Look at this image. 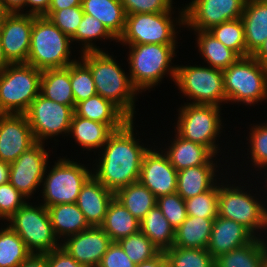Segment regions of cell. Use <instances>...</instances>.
I'll list each match as a JSON object with an SVG mask.
<instances>
[{
	"label": "cell",
	"instance_id": "6da1fadb",
	"mask_svg": "<svg viewBox=\"0 0 267 267\" xmlns=\"http://www.w3.org/2000/svg\"><path fill=\"white\" fill-rule=\"evenodd\" d=\"M135 123L136 120H129L121 129L114 131L95 158H90L92 175L114 194L139 181L144 154L159 140L153 141L150 137V144L149 139H145L144 143L140 136L145 134L136 129L140 126Z\"/></svg>",
	"mask_w": 267,
	"mask_h": 267
},
{
	"label": "cell",
	"instance_id": "7a4b0ae2",
	"mask_svg": "<svg viewBox=\"0 0 267 267\" xmlns=\"http://www.w3.org/2000/svg\"><path fill=\"white\" fill-rule=\"evenodd\" d=\"M259 187L253 177L228 170L218 181V216L242 224L255 237L267 239V201Z\"/></svg>",
	"mask_w": 267,
	"mask_h": 267
},
{
	"label": "cell",
	"instance_id": "3957f363",
	"mask_svg": "<svg viewBox=\"0 0 267 267\" xmlns=\"http://www.w3.org/2000/svg\"><path fill=\"white\" fill-rule=\"evenodd\" d=\"M109 52H85L79 54V59L90 69L97 94L111 101L130 120H136V102L142 95L133 86L128 68H122L126 64L119 62L117 56Z\"/></svg>",
	"mask_w": 267,
	"mask_h": 267
},
{
	"label": "cell",
	"instance_id": "277c9868",
	"mask_svg": "<svg viewBox=\"0 0 267 267\" xmlns=\"http://www.w3.org/2000/svg\"><path fill=\"white\" fill-rule=\"evenodd\" d=\"M123 46L127 52L122 59L127 60L131 82L141 95L155 90L158 85L160 87L164 78L174 83L177 65L173 62L179 56L177 49L180 45L150 43Z\"/></svg>",
	"mask_w": 267,
	"mask_h": 267
},
{
	"label": "cell",
	"instance_id": "5b68a950",
	"mask_svg": "<svg viewBox=\"0 0 267 267\" xmlns=\"http://www.w3.org/2000/svg\"><path fill=\"white\" fill-rule=\"evenodd\" d=\"M176 109L177 113L174 115L175 122L172 123L173 131L186 140L207 147L216 156L222 155L223 159H227V162L232 159V155H225V151H227L225 148L229 145V142L231 145L232 141L226 140L227 144L221 145L225 143V140L223 138L222 140L220 139L221 136H225L224 129L230 128L225 127L227 124L224 121L227 119H224L225 117L222 116L224 113L221 112L222 110L225 111L224 107L181 103Z\"/></svg>",
	"mask_w": 267,
	"mask_h": 267
},
{
	"label": "cell",
	"instance_id": "8992f818",
	"mask_svg": "<svg viewBox=\"0 0 267 267\" xmlns=\"http://www.w3.org/2000/svg\"><path fill=\"white\" fill-rule=\"evenodd\" d=\"M69 157L57 155L56 160L52 159L48 163L40 194L35 196L34 201L36 199L46 208L56 204L76 203L83 184L92 175V164L90 157L82 161L83 157L80 160ZM85 161L89 163L84 164Z\"/></svg>",
	"mask_w": 267,
	"mask_h": 267
},
{
	"label": "cell",
	"instance_id": "52a82bcc",
	"mask_svg": "<svg viewBox=\"0 0 267 267\" xmlns=\"http://www.w3.org/2000/svg\"><path fill=\"white\" fill-rule=\"evenodd\" d=\"M184 29V10L127 15L118 46L150 43L178 45V38L182 40L179 34Z\"/></svg>",
	"mask_w": 267,
	"mask_h": 267
},
{
	"label": "cell",
	"instance_id": "ba28073f",
	"mask_svg": "<svg viewBox=\"0 0 267 267\" xmlns=\"http://www.w3.org/2000/svg\"><path fill=\"white\" fill-rule=\"evenodd\" d=\"M72 45L71 38L56 27L49 18L36 16L32 26L27 64L41 71L67 67L80 57L72 55L78 51Z\"/></svg>",
	"mask_w": 267,
	"mask_h": 267
},
{
	"label": "cell",
	"instance_id": "9c48e42d",
	"mask_svg": "<svg viewBox=\"0 0 267 267\" xmlns=\"http://www.w3.org/2000/svg\"><path fill=\"white\" fill-rule=\"evenodd\" d=\"M226 104L255 107L267 103V67L253 56L240 57L223 70ZM229 103V104H228Z\"/></svg>",
	"mask_w": 267,
	"mask_h": 267
},
{
	"label": "cell",
	"instance_id": "30bf717a",
	"mask_svg": "<svg viewBox=\"0 0 267 267\" xmlns=\"http://www.w3.org/2000/svg\"><path fill=\"white\" fill-rule=\"evenodd\" d=\"M178 64L174 89L177 88L180 97L186 98L191 104L226 106L223 70L194 62ZM202 65V66H201ZM182 94V95H181ZM184 96V97H183Z\"/></svg>",
	"mask_w": 267,
	"mask_h": 267
},
{
	"label": "cell",
	"instance_id": "8fae6325",
	"mask_svg": "<svg viewBox=\"0 0 267 267\" xmlns=\"http://www.w3.org/2000/svg\"><path fill=\"white\" fill-rule=\"evenodd\" d=\"M41 75L30 64H9L0 73V114H24L40 94Z\"/></svg>",
	"mask_w": 267,
	"mask_h": 267
},
{
	"label": "cell",
	"instance_id": "7c38bea8",
	"mask_svg": "<svg viewBox=\"0 0 267 267\" xmlns=\"http://www.w3.org/2000/svg\"><path fill=\"white\" fill-rule=\"evenodd\" d=\"M28 200L5 223L25 242L31 253L45 254L61 247L51 224L48 209Z\"/></svg>",
	"mask_w": 267,
	"mask_h": 267
},
{
	"label": "cell",
	"instance_id": "4fadbf2b",
	"mask_svg": "<svg viewBox=\"0 0 267 267\" xmlns=\"http://www.w3.org/2000/svg\"><path fill=\"white\" fill-rule=\"evenodd\" d=\"M24 114L35 140L41 143L52 141L51 143L55 146L52 144L50 146L55 149L56 145L59 146L58 137L65 139L68 136L74 108L59 104L39 94Z\"/></svg>",
	"mask_w": 267,
	"mask_h": 267
},
{
	"label": "cell",
	"instance_id": "5bb4252c",
	"mask_svg": "<svg viewBox=\"0 0 267 267\" xmlns=\"http://www.w3.org/2000/svg\"><path fill=\"white\" fill-rule=\"evenodd\" d=\"M46 146L47 143L37 142L10 163L9 182L30 201L40 194L46 167L54 153L53 148Z\"/></svg>",
	"mask_w": 267,
	"mask_h": 267
},
{
	"label": "cell",
	"instance_id": "9a60e30c",
	"mask_svg": "<svg viewBox=\"0 0 267 267\" xmlns=\"http://www.w3.org/2000/svg\"><path fill=\"white\" fill-rule=\"evenodd\" d=\"M246 0H190L184 7L187 31H208L223 22L241 18Z\"/></svg>",
	"mask_w": 267,
	"mask_h": 267
},
{
	"label": "cell",
	"instance_id": "2e32d148",
	"mask_svg": "<svg viewBox=\"0 0 267 267\" xmlns=\"http://www.w3.org/2000/svg\"><path fill=\"white\" fill-rule=\"evenodd\" d=\"M36 16L21 13H1L0 38L10 64L27 63L31 32Z\"/></svg>",
	"mask_w": 267,
	"mask_h": 267
},
{
	"label": "cell",
	"instance_id": "e0dca14e",
	"mask_svg": "<svg viewBox=\"0 0 267 267\" xmlns=\"http://www.w3.org/2000/svg\"><path fill=\"white\" fill-rule=\"evenodd\" d=\"M157 144L155 142L144 154L139 177V182L156 198L176 193L178 172Z\"/></svg>",
	"mask_w": 267,
	"mask_h": 267
},
{
	"label": "cell",
	"instance_id": "ac0fdd59",
	"mask_svg": "<svg viewBox=\"0 0 267 267\" xmlns=\"http://www.w3.org/2000/svg\"><path fill=\"white\" fill-rule=\"evenodd\" d=\"M168 132L170 134L172 133L169 138H167L168 141L164 138L163 142L162 139L157 142L159 143L158 145H160L159 147L162 151L167 155L170 164L177 171L201 165H230L227 160L222 159V156L220 157L214 155L207 147L193 141L186 140L180 137L175 131H170V129L164 133ZM221 162H224L225 164H222Z\"/></svg>",
	"mask_w": 267,
	"mask_h": 267
},
{
	"label": "cell",
	"instance_id": "d6986e66",
	"mask_svg": "<svg viewBox=\"0 0 267 267\" xmlns=\"http://www.w3.org/2000/svg\"><path fill=\"white\" fill-rule=\"evenodd\" d=\"M36 143L25 114H0V160L11 163Z\"/></svg>",
	"mask_w": 267,
	"mask_h": 267
},
{
	"label": "cell",
	"instance_id": "ffe728a7",
	"mask_svg": "<svg viewBox=\"0 0 267 267\" xmlns=\"http://www.w3.org/2000/svg\"><path fill=\"white\" fill-rule=\"evenodd\" d=\"M111 243L109 235L100 226H91L67 237L61 242V247L80 264L98 267Z\"/></svg>",
	"mask_w": 267,
	"mask_h": 267
},
{
	"label": "cell",
	"instance_id": "44dd1931",
	"mask_svg": "<svg viewBox=\"0 0 267 267\" xmlns=\"http://www.w3.org/2000/svg\"><path fill=\"white\" fill-rule=\"evenodd\" d=\"M252 122H253V124L252 123L249 125L247 124V126H249V127H247V129L249 131L247 132V136L245 137L246 140L244 139V141L246 142L245 143L246 145L244 147H246V146L247 147L244 149L243 148L244 142L243 143L238 142L237 143L238 147H239V144L240 145L242 144L241 145L242 148H240L241 152H238L239 151L238 149L234 152L233 151L230 152L231 153L230 155H234L232 153H235V155H236V156L234 155V157H232V158H236V157L241 158L242 157V159H243V161L242 162L240 161V163L236 159H235V161H234V159L230 160L229 163L232 166L230 168V171L235 172V173L237 171V172H239L238 175L240 174L241 176H246V177L256 176L257 171L259 172L261 169H263L265 166H267V118L265 119L264 122H262V121L261 122L260 121H258V122L252 121ZM245 150H247V154H246ZM242 151H244V153H245L244 155H243ZM239 153H242L241 157H240ZM237 154L239 155V157ZM244 161H245L246 165L244 164ZM249 163H250V165H249ZM238 164H240V165H238ZM244 165H245V167H242ZM248 165L251 169L249 167H247ZM239 166L242 168L240 169ZM246 167H247V169H245ZM237 168H239L240 170L239 169L237 170ZM246 170H248V171H246ZM254 172H255V174H254Z\"/></svg>",
	"mask_w": 267,
	"mask_h": 267
},
{
	"label": "cell",
	"instance_id": "7402d4cb",
	"mask_svg": "<svg viewBox=\"0 0 267 267\" xmlns=\"http://www.w3.org/2000/svg\"><path fill=\"white\" fill-rule=\"evenodd\" d=\"M255 236L242 224L217 216L213 221L207 251L214 259L250 243Z\"/></svg>",
	"mask_w": 267,
	"mask_h": 267
},
{
	"label": "cell",
	"instance_id": "603a6c76",
	"mask_svg": "<svg viewBox=\"0 0 267 267\" xmlns=\"http://www.w3.org/2000/svg\"><path fill=\"white\" fill-rule=\"evenodd\" d=\"M230 167V165H201L182 169L177 172L176 192L184 200L200 195L210 190Z\"/></svg>",
	"mask_w": 267,
	"mask_h": 267
},
{
	"label": "cell",
	"instance_id": "cb8c5ba5",
	"mask_svg": "<svg viewBox=\"0 0 267 267\" xmlns=\"http://www.w3.org/2000/svg\"><path fill=\"white\" fill-rule=\"evenodd\" d=\"M113 198L114 193L91 175L83 184L76 204L90 226H100Z\"/></svg>",
	"mask_w": 267,
	"mask_h": 267
},
{
	"label": "cell",
	"instance_id": "d4e9b609",
	"mask_svg": "<svg viewBox=\"0 0 267 267\" xmlns=\"http://www.w3.org/2000/svg\"><path fill=\"white\" fill-rule=\"evenodd\" d=\"M113 132L105 123L85 119L74 113L66 139L68 141V137L71 140L73 138L75 146L78 145L80 151H86L88 156L92 158V155H95L101 150Z\"/></svg>",
	"mask_w": 267,
	"mask_h": 267
},
{
	"label": "cell",
	"instance_id": "484cf974",
	"mask_svg": "<svg viewBox=\"0 0 267 267\" xmlns=\"http://www.w3.org/2000/svg\"><path fill=\"white\" fill-rule=\"evenodd\" d=\"M241 20L247 56H252L267 39V0H246Z\"/></svg>",
	"mask_w": 267,
	"mask_h": 267
},
{
	"label": "cell",
	"instance_id": "4316f807",
	"mask_svg": "<svg viewBox=\"0 0 267 267\" xmlns=\"http://www.w3.org/2000/svg\"><path fill=\"white\" fill-rule=\"evenodd\" d=\"M74 113L85 119L105 123L113 131L121 129L130 120L116 105L99 94L78 102Z\"/></svg>",
	"mask_w": 267,
	"mask_h": 267
},
{
	"label": "cell",
	"instance_id": "83f0119b",
	"mask_svg": "<svg viewBox=\"0 0 267 267\" xmlns=\"http://www.w3.org/2000/svg\"><path fill=\"white\" fill-rule=\"evenodd\" d=\"M189 32L192 33V35H195L194 48H198L196 51L199 54L198 57H200L201 60L203 59L200 63L224 70L240 58L235 51L226 47L208 31Z\"/></svg>",
	"mask_w": 267,
	"mask_h": 267
},
{
	"label": "cell",
	"instance_id": "f1b7e54d",
	"mask_svg": "<svg viewBox=\"0 0 267 267\" xmlns=\"http://www.w3.org/2000/svg\"><path fill=\"white\" fill-rule=\"evenodd\" d=\"M71 41L73 46H76H74V48L76 50L78 48V54L85 52L109 51L106 46L105 48H102L107 41L108 43L110 42V44L112 41L118 43V40L107 30L102 22L85 13L75 34L71 37ZM98 41L101 42V44L103 43V45L101 46L100 44V46H98Z\"/></svg>",
	"mask_w": 267,
	"mask_h": 267
},
{
	"label": "cell",
	"instance_id": "f546056e",
	"mask_svg": "<svg viewBox=\"0 0 267 267\" xmlns=\"http://www.w3.org/2000/svg\"><path fill=\"white\" fill-rule=\"evenodd\" d=\"M47 209L54 233L60 242L91 227L76 203L56 204Z\"/></svg>",
	"mask_w": 267,
	"mask_h": 267
},
{
	"label": "cell",
	"instance_id": "4dcf8cb0",
	"mask_svg": "<svg viewBox=\"0 0 267 267\" xmlns=\"http://www.w3.org/2000/svg\"><path fill=\"white\" fill-rule=\"evenodd\" d=\"M82 9L102 22L118 40L125 29L126 12L120 0H82Z\"/></svg>",
	"mask_w": 267,
	"mask_h": 267
},
{
	"label": "cell",
	"instance_id": "1f68e13d",
	"mask_svg": "<svg viewBox=\"0 0 267 267\" xmlns=\"http://www.w3.org/2000/svg\"><path fill=\"white\" fill-rule=\"evenodd\" d=\"M40 94L62 105L75 108V100L70 82V65L64 68L42 71Z\"/></svg>",
	"mask_w": 267,
	"mask_h": 267
},
{
	"label": "cell",
	"instance_id": "d6a6232c",
	"mask_svg": "<svg viewBox=\"0 0 267 267\" xmlns=\"http://www.w3.org/2000/svg\"><path fill=\"white\" fill-rule=\"evenodd\" d=\"M100 227L109 235L112 242L133 235L140 231L137 220L118 200L109 203L103 223Z\"/></svg>",
	"mask_w": 267,
	"mask_h": 267
},
{
	"label": "cell",
	"instance_id": "836d02e7",
	"mask_svg": "<svg viewBox=\"0 0 267 267\" xmlns=\"http://www.w3.org/2000/svg\"><path fill=\"white\" fill-rule=\"evenodd\" d=\"M214 220L198 216H187L183 223L175 230L174 246L206 249Z\"/></svg>",
	"mask_w": 267,
	"mask_h": 267
},
{
	"label": "cell",
	"instance_id": "e575fe53",
	"mask_svg": "<svg viewBox=\"0 0 267 267\" xmlns=\"http://www.w3.org/2000/svg\"><path fill=\"white\" fill-rule=\"evenodd\" d=\"M267 239L255 237L250 243L215 259V267H262Z\"/></svg>",
	"mask_w": 267,
	"mask_h": 267
},
{
	"label": "cell",
	"instance_id": "d590c367",
	"mask_svg": "<svg viewBox=\"0 0 267 267\" xmlns=\"http://www.w3.org/2000/svg\"><path fill=\"white\" fill-rule=\"evenodd\" d=\"M140 231L143 232L160 251H165L174 246L175 229L164 217L157 204L151 208L140 221Z\"/></svg>",
	"mask_w": 267,
	"mask_h": 267
},
{
	"label": "cell",
	"instance_id": "8d00e7d4",
	"mask_svg": "<svg viewBox=\"0 0 267 267\" xmlns=\"http://www.w3.org/2000/svg\"><path fill=\"white\" fill-rule=\"evenodd\" d=\"M114 198L139 221L157 203L155 195L139 181L118 190L114 194Z\"/></svg>",
	"mask_w": 267,
	"mask_h": 267
},
{
	"label": "cell",
	"instance_id": "74e56055",
	"mask_svg": "<svg viewBox=\"0 0 267 267\" xmlns=\"http://www.w3.org/2000/svg\"><path fill=\"white\" fill-rule=\"evenodd\" d=\"M0 267H18L32 253L6 223H0Z\"/></svg>",
	"mask_w": 267,
	"mask_h": 267
},
{
	"label": "cell",
	"instance_id": "f35d334b",
	"mask_svg": "<svg viewBox=\"0 0 267 267\" xmlns=\"http://www.w3.org/2000/svg\"><path fill=\"white\" fill-rule=\"evenodd\" d=\"M164 253L168 267H215V259L207 249L173 246Z\"/></svg>",
	"mask_w": 267,
	"mask_h": 267
},
{
	"label": "cell",
	"instance_id": "ab89813d",
	"mask_svg": "<svg viewBox=\"0 0 267 267\" xmlns=\"http://www.w3.org/2000/svg\"><path fill=\"white\" fill-rule=\"evenodd\" d=\"M208 32L240 57H247L244 25L241 18L213 26Z\"/></svg>",
	"mask_w": 267,
	"mask_h": 267
},
{
	"label": "cell",
	"instance_id": "60d3db41",
	"mask_svg": "<svg viewBox=\"0 0 267 267\" xmlns=\"http://www.w3.org/2000/svg\"><path fill=\"white\" fill-rule=\"evenodd\" d=\"M126 255L135 264L152 259L161 251L141 231L118 241Z\"/></svg>",
	"mask_w": 267,
	"mask_h": 267
},
{
	"label": "cell",
	"instance_id": "b9f144b4",
	"mask_svg": "<svg viewBox=\"0 0 267 267\" xmlns=\"http://www.w3.org/2000/svg\"><path fill=\"white\" fill-rule=\"evenodd\" d=\"M70 82L75 105L97 94L92 73L80 59L70 64Z\"/></svg>",
	"mask_w": 267,
	"mask_h": 267
},
{
	"label": "cell",
	"instance_id": "7bdbcfd3",
	"mask_svg": "<svg viewBox=\"0 0 267 267\" xmlns=\"http://www.w3.org/2000/svg\"><path fill=\"white\" fill-rule=\"evenodd\" d=\"M184 201L188 216L215 219L218 216V182L210 190Z\"/></svg>",
	"mask_w": 267,
	"mask_h": 267
},
{
	"label": "cell",
	"instance_id": "ee69618b",
	"mask_svg": "<svg viewBox=\"0 0 267 267\" xmlns=\"http://www.w3.org/2000/svg\"><path fill=\"white\" fill-rule=\"evenodd\" d=\"M156 204L175 230L188 216L185 201L177 192L158 197Z\"/></svg>",
	"mask_w": 267,
	"mask_h": 267
},
{
	"label": "cell",
	"instance_id": "f6af8a7d",
	"mask_svg": "<svg viewBox=\"0 0 267 267\" xmlns=\"http://www.w3.org/2000/svg\"><path fill=\"white\" fill-rule=\"evenodd\" d=\"M44 16L71 38L82 21L84 12L82 6H73L56 12H47Z\"/></svg>",
	"mask_w": 267,
	"mask_h": 267
},
{
	"label": "cell",
	"instance_id": "bcb514c9",
	"mask_svg": "<svg viewBox=\"0 0 267 267\" xmlns=\"http://www.w3.org/2000/svg\"><path fill=\"white\" fill-rule=\"evenodd\" d=\"M126 15L137 13H163L168 11L184 10V2L177 7L174 0H120ZM176 6V7H175Z\"/></svg>",
	"mask_w": 267,
	"mask_h": 267
},
{
	"label": "cell",
	"instance_id": "7dc6e473",
	"mask_svg": "<svg viewBox=\"0 0 267 267\" xmlns=\"http://www.w3.org/2000/svg\"><path fill=\"white\" fill-rule=\"evenodd\" d=\"M28 199L10 182L0 185V222L9 220ZM4 221V222H3Z\"/></svg>",
	"mask_w": 267,
	"mask_h": 267
},
{
	"label": "cell",
	"instance_id": "c3c4849f",
	"mask_svg": "<svg viewBox=\"0 0 267 267\" xmlns=\"http://www.w3.org/2000/svg\"><path fill=\"white\" fill-rule=\"evenodd\" d=\"M118 242H112L98 267H135Z\"/></svg>",
	"mask_w": 267,
	"mask_h": 267
},
{
	"label": "cell",
	"instance_id": "681fc988",
	"mask_svg": "<svg viewBox=\"0 0 267 267\" xmlns=\"http://www.w3.org/2000/svg\"><path fill=\"white\" fill-rule=\"evenodd\" d=\"M48 267H86L77 262L63 247L47 253Z\"/></svg>",
	"mask_w": 267,
	"mask_h": 267
},
{
	"label": "cell",
	"instance_id": "f907efd6",
	"mask_svg": "<svg viewBox=\"0 0 267 267\" xmlns=\"http://www.w3.org/2000/svg\"><path fill=\"white\" fill-rule=\"evenodd\" d=\"M51 4V0H25V14L44 16Z\"/></svg>",
	"mask_w": 267,
	"mask_h": 267
},
{
	"label": "cell",
	"instance_id": "816d5d0a",
	"mask_svg": "<svg viewBox=\"0 0 267 267\" xmlns=\"http://www.w3.org/2000/svg\"><path fill=\"white\" fill-rule=\"evenodd\" d=\"M0 11L25 14V0H0Z\"/></svg>",
	"mask_w": 267,
	"mask_h": 267
},
{
	"label": "cell",
	"instance_id": "f5cc1de1",
	"mask_svg": "<svg viewBox=\"0 0 267 267\" xmlns=\"http://www.w3.org/2000/svg\"><path fill=\"white\" fill-rule=\"evenodd\" d=\"M18 267H48L47 253L45 254L32 253Z\"/></svg>",
	"mask_w": 267,
	"mask_h": 267
},
{
	"label": "cell",
	"instance_id": "db71d44e",
	"mask_svg": "<svg viewBox=\"0 0 267 267\" xmlns=\"http://www.w3.org/2000/svg\"><path fill=\"white\" fill-rule=\"evenodd\" d=\"M81 4L82 0H51V4L47 12H56L64 8L81 6Z\"/></svg>",
	"mask_w": 267,
	"mask_h": 267
},
{
	"label": "cell",
	"instance_id": "11a10c76",
	"mask_svg": "<svg viewBox=\"0 0 267 267\" xmlns=\"http://www.w3.org/2000/svg\"><path fill=\"white\" fill-rule=\"evenodd\" d=\"M135 267H168V263L164 251H161L157 256L136 264Z\"/></svg>",
	"mask_w": 267,
	"mask_h": 267
},
{
	"label": "cell",
	"instance_id": "9f6ffc18",
	"mask_svg": "<svg viewBox=\"0 0 267 267\" xmlns=\"http://www.w3.org/2000/svg\"><path fill=\"white\" fill-rule=\"evenodd\" d=\"M256 175L257 176H254V178L257 180L259 186H261L260 188H261L262 194L267 201V166H265L263 169H261L259 172H257ZM262 181H264V182H262Z\"/></svg>",
	"mask_w": 267,
	"mask_h": 267
},
{
	"label": "cell",
	"instance_id": "6f0895ef",
	"mask_svg": "<svg viewBox=\"0 0 267 267\" xmlns=\"http://www.w3.org/2000/svg\"><path fill=\"white\" fill-rule=\"evenodd\" d=\"M259 63L267 67V39L252 55Z\"/></svg>",
	"mask_w": 267,
	"mask_h": 267
},
{
	"label": "cell",
	"instance_id": "680465c9",
	"mask_svg": "<svg viewBox=\"0 0 267 267\" xmlns=\"http://www.w3.org/2000/svg\"><path fill=\"white\" fill-rule=\"evenodd\" d=\"M10 163L0 160V185L9 182Z\"/></svg>",
	"mask_w": 267,
	"mask_h": 267
},
{
	"label": "cell",
	"instance_id": "91938a15",
	"mask_svg": "<svg viewBox=\"0 0 267 267\" xmlns=\"http://www.w3.org/2000/svg\"><path fill=\"white\" fill-rule=\"evenodd\" d=\"M9 62L7 61L4 52H3V48H2V42H1V38H0V73H2L8 66H9Z\"/></svg>",
	"mask_w": 267,
	"mask_h": 267
},
{
	"label": "cell",
	"instance_id": "94428289",
	"mask_svg": "<svg viewBox=\"0 0 267 267\" xmlns=\"http://www.w3.org/2000/svg\"><path fill=\"white\" fill-rule=\"evenodd\" d=\"M262 267H267V251L265 253V257H264L263 262H262Z\"/></svg>",
	"mask_w": 267,
	"mask_h": 267
}]
</instances>
